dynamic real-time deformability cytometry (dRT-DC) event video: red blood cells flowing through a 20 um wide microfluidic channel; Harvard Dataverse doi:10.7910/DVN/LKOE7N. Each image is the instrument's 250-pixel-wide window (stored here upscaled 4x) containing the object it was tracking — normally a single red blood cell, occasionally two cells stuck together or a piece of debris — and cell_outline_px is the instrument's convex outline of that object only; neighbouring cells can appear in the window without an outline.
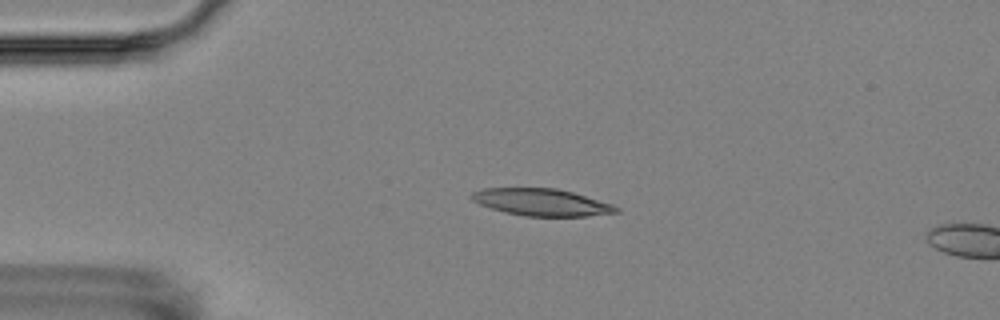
{"species": "Egyptian fruit bat (a non-hibernating species)", "species_latin": "Rousettus aegyptiacus", "temperature_condition": "room temperature", "stored_images_in_passage": 4, "camera_frame_rate_fps": 3000, "um_per_image_px": 0.085, "animal": {"sex": "female"}, "frame": {"image": 1, "passage_image": 2, "time_ms": 1.333, "image_size_px": [1000, 320], "cell_outline_px": [[620, 212], [588, 216], [524, 216], [504, 212], [480, 204], [472, 200], [468, 196], [472, 192], [484, 188], [556, 188], [572, 192], [612, 204], [620, 208]], "centroid_in_image_um": [46.02, 17.19], "position_along_channel_um": 39.0, "area_um2": 22.77}}